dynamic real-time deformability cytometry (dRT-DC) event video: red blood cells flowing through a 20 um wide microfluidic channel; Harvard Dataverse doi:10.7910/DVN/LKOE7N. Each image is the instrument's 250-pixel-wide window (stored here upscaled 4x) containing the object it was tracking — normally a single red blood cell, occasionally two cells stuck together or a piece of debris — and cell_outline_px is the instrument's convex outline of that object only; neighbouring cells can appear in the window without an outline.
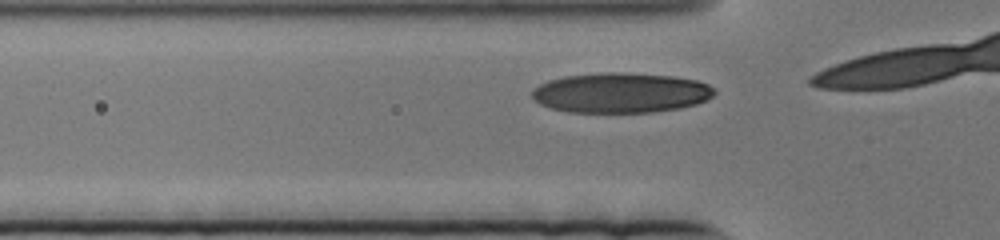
{"species": "human", "species_latin": "Homo sapiens", "temperature_condition": "cold", "stored_images_in_passage": 6, "camera_frame_rate_fps": 3000, "um_per_image_px": 0.085, "donor": {"sex": "female"}, "frame": {"image": 1, "passage_image": 3, "time_ms": 0.667, "image_size_px": [1000, 240], "cell_outline_px": [[716, 92], [708, 100], [696, 104], [680, 108], [652, 112], [568, 112], [552, 108], [540, 104], [532, 96], [532, 92], [540, 84], [548, 80], [564, 76], [600, 72], [620, 72], [672, 76], [696, 80], [708, 84]], "centroid_in_image_um": [52.78, 7.88], "position_along_channel_um": 73.0, "area_um2": 42.54}}